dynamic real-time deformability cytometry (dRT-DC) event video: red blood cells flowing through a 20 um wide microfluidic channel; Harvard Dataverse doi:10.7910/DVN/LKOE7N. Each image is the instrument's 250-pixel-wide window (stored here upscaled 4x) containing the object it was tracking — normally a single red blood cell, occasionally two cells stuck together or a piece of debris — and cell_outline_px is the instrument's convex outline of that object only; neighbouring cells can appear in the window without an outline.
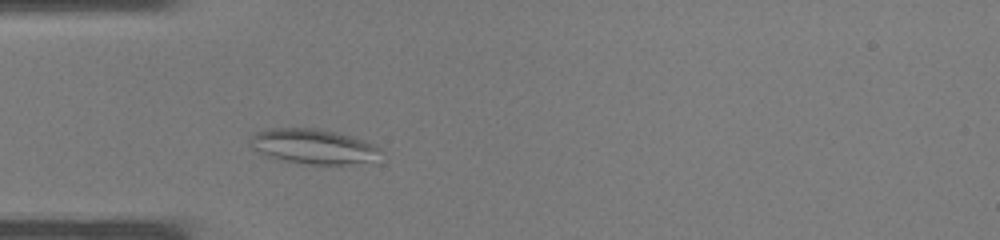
{"species": "common noctule bat (a hibernating species)", "species_latin": "Nyctalus noctula", "temperature_condition": "warm", "stored_images_in_passage": 31, "camera_frame_rate_fps": 3000, "um_per_image_px": 0.085, "animal": {"sex": "male", "body_mass_g": 19.0, "forearm_length_mm": 50.8}, "frame": {"image": 1, "passage_image": 5, "time_ms": 1.333, "image_size_px": [1000, 240], "cell_outline_px": [[380, 152], [368, 160], [348, 164], [308, 164], [260, 156], [248, 144], [248, 140], [256, 132], [272, 128], [320, 128], [352, 136], [372, 144], [380, 148]], "centroid_in_image_um": [26.49, 12.43], "position_along_channel_um": 58.5, "area_um2": 26.36}}
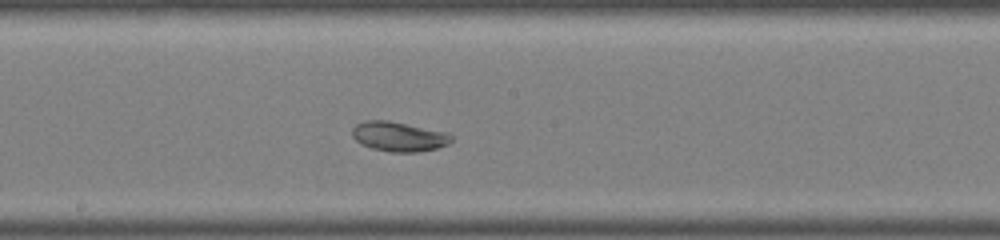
{"frame": {"image": 2, "passage_image": 14, "time_ms": 4.333, "image_size_px": [1000, 240], "cell_outline_px": [[452, 140], [448, 144], [436, 148], [420, 152], [392, 152], [372, 148], [360, 144], [352, 136], [352, 128], [356, 124], [364, 120], [388, 120], [448, 132], [452, 136]], "centroid_in_image_um": [33.89, 11.6], "position_along_channel_um": 214.3, "area_um2": 17.28}}
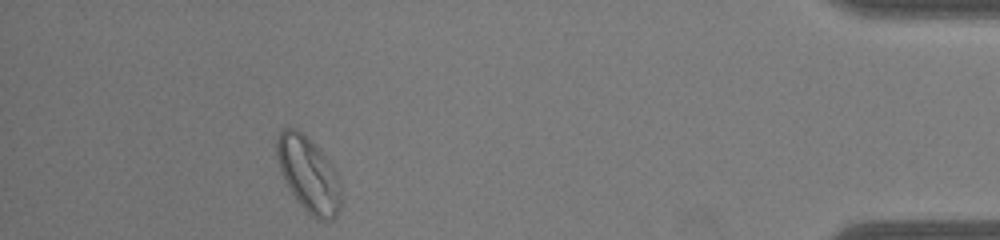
{"frame": {"image": 3, "passage_image": 28, "time_ms": 9.0, "image_size_px": [1000, 240], "cell_outline_px": [[340, 212], [332, 220], [316, 220], [296, 200], [288, 188], [280, 172], [276, 156], [276, 136], [284, 128], [296, 128], [304, 132], [324, 156], [336, 172], [340, 184]], "centroid_in_image_um": [26.19, 14.83], "position_along_channel_um": 409.0, "area_um2": 28.21}}